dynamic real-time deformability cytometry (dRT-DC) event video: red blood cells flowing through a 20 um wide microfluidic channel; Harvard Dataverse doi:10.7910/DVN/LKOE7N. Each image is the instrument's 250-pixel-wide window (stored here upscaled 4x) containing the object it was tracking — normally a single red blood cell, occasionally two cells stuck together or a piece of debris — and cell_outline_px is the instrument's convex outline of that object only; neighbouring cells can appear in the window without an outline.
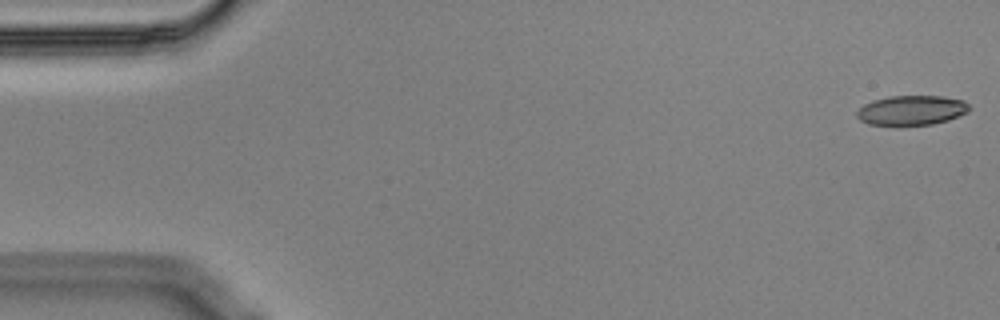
{"species": "Egyptian fruit bat (a non-hibernating species)", "species_latin": "Rousettus aegyptiacus", "temperature_condition": "cold", "stored_images_in_passage": 56, "segment_of_instrument_passage": [1, 2], "camera_frame_rate_fps": 3000, "um_per_image_px": 0.085, "animal": {"sex": "male"}, "frame": {"image": 1, "passage_image": 1, "time_ms": 0.0, "image_size_px": [1000, 320], "cell_outline_px": [[972, 108], [968, 112], [948, 120], [932, 124], [868, 124], [860, 120], [856, 116], [856, 112], [864, 104], [872, 100], [888, 96], [944, 96], [964, 100]], "centroid_in_image_um": [77.51, 9.35], "position_along_channel_um": 7.5, "area_um2": 19.36}}
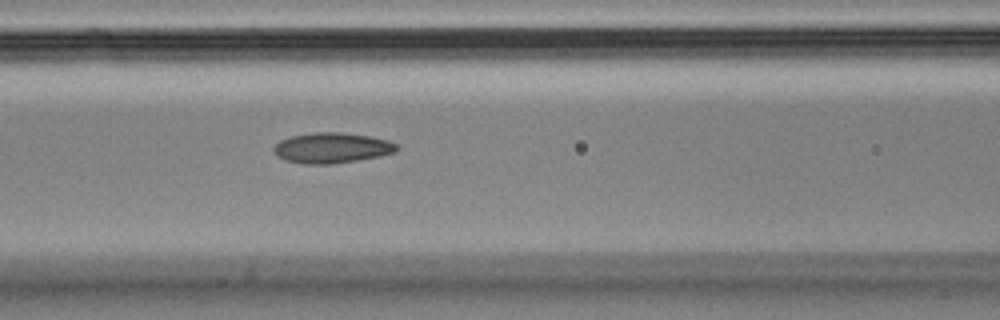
{"frame": {"image": 2, "passage_image": 23, "time_ms": 7.333, "image_size_px": [1000, 320], "cell_outline_px": [[396, 152], [380, 156], [332, 164], [304, 164], [284, 160], [272, 148], [280, 140], [292, 136], [316, 132], [340, 132], [368, 136], [388, 140], [396, 144]], "centroid_in_image_um": [28.2, 12.57], "position_along_channel_um": 138.4, "area_um2": 21.56}}
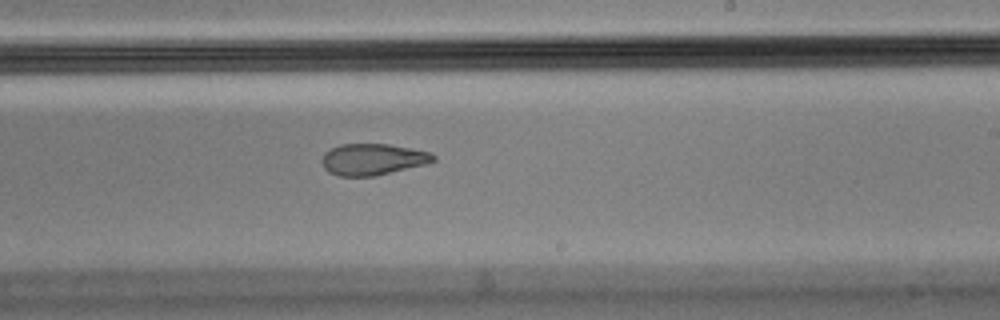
{"frame": {"image": 3, "passage_image": 33, "time_ms": 10.667, "image_size_px": [1000, 320], "cell_outline_px": [[436, 160], [424, 164], [376, 176], [336, 176], [328, 172], [324, 168], [320, 160], [324, 152], [340, 144], [388, 144], [412, 148], [428, 152], [436, 156]], "centroid_in_image_um": [31.63, 13.54], "position_along_channel_um": 257.4, "area_um2": 20.46}}